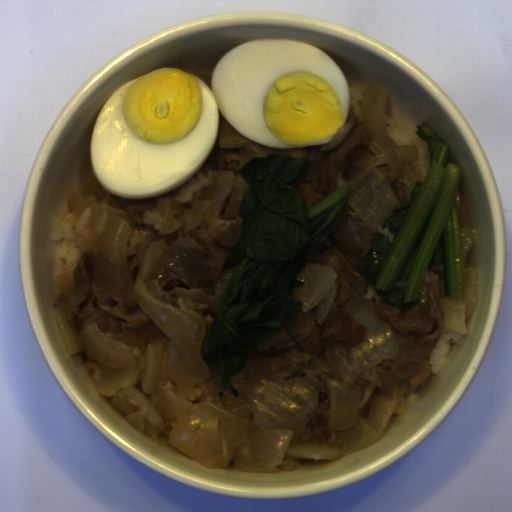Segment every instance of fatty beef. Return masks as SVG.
Listing matches in <instances>:
<instances>
[{
    "mask_svg": "<svg viewBox=\"0 0 512 512\" xmlns=\"http://www.w3.org/2000/svg\"><path fill=\"white\" fill-rule=\"evenodd\" d=\"M354 125L347 138L336 148L317 159L312 173L309 160L296 179L304 197L305 210L348 183L364 169L363 159L376 152L371 147L374 136L362 120V111L355 110Z\"/></svg>",
    "mask_w": 512,
    "mask_h": 512,
    "instance_id": "3",
    "label": "fatty beef"
},
{
    "mask_svg": "<svg viewBox=\"0 0 512 512\" xmlns=\"http://www.w3.org/2000/svg\"><path fill=\"white\" fill-rule=\"evenodd\" d=\"M219 138L204 167L176 190L149 199L127 200L112 195L94 178L79 194L106 204L137 224L133 225L127 252V275L122 274L98 245L81 253L73 265L75 287L59 293L57 301L74 331L95 322L102 332L124 333L118 340L138 346L144 353L153 338H168L135 297L136 274L156 240L167 241L153 275L164 290L203 289L233 273L243 259L232 248L243 229L244 219L239 212L249 185L238 171L244 147H222ZM218 170L234 171L235 179L220 215L211 217L206 226L213 240H204L193 230L158 232L145 225L144 211L152 209L157 199L171 198L187 207L190 197H197L214 183L212 172Z\"/></svg>",
    "mask_w": 512,
    "mask_h": 512,
    "instance_id": "1",
    "label": "fatty beef"
},
{
    "mask_svg": "<svg viewBox=\"0 0 512 512\" xmlns=\"http://www.w3.org/2000/svg\"><path fill=\"white\" fill-rule=\"evenodd\" d=\"M369 250L345 249L334 237L320 247L306 252L307 263H317L337 272L336 298L324 324L316 318V308L285 319L281 332L263 340L255 349L244 369L229 378L238 394L223 390L220 370L209 368L206 381L184 388L201 401L226 408L248 392L240 386L247 378L266 375L278 379L294 377L298 364L311 363L323 356L330 343H350L361 347L369 325L359 321L351 313L340 310L357 298L371 299L379 320L388 322L400 346L397 357L374 366L380 388L390 398L397 383L420 385L431 378L429 358L446 330L440 297L445 296L444 262L428 269L418 293L421 304L402 313L392 307L372 288L365 275L362 261Z\"/></svg>",
    "mask_w": 512,
    "mask_h": 512,
    "instance_id": "2",
    "label": "fatty beef"
}]
</instances>
